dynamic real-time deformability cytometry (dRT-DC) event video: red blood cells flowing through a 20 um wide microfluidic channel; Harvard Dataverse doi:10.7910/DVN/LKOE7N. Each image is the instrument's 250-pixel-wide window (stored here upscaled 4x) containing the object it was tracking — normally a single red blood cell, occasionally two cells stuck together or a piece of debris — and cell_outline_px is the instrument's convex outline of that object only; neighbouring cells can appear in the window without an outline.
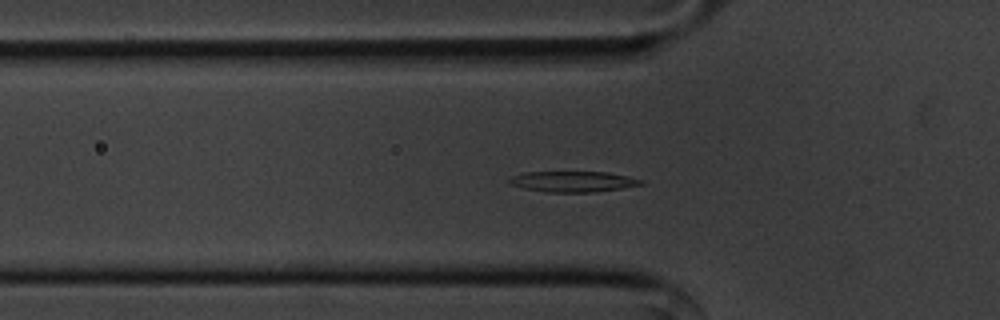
{"species": "common noctule bat (a hibernating species)", "species_latin": "Nyctalus noctula", "temperature_condition": "cold", "stored_images_in_passage": 42, "camera_frame_rate_fps": 3000, "um_per_image_px": 0.085, "animal": {"sex": "male", "body_mass_g": 20.1, "forearm_length_mm": 53.5}, "frame": {"image": 1, "passage_image": 4, "time_ms": 1.0, "image_size_px": [1000, 320], "cell_outline_px": [[644, 184], [620, 188], [592, 192], [548, 192], [524, 188], [512, 184], [504, 180], [512, 176], [528, 172], [608, 172], [628, 176], [644, 180]], "centroid_in_image_um": [48.71, 15.42], "position_along_channel_um": 77.1, "area_um2": 15.78}}
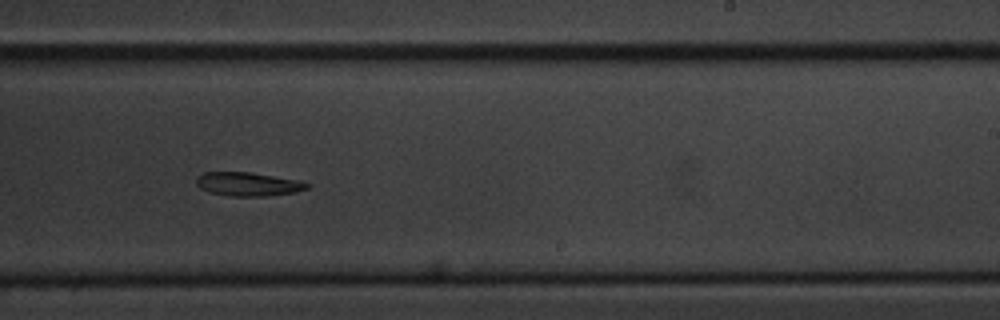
{"frame": {"image": 2, "passage_image": 20, "time_ms": 6.333, "image_size_px": [1000, 320], "cell_outline_px": [[312, 184], [308, 188], [292, 192], [268, 196], [232, 196], [208, 192], [200, 188], [196, 184], [196, 180], [204, 172], [252, 172], [300, 180]], "centroid_in_image_um": [21.11, 15.64], "position_along_channel_um": 267.9, "area_um2": 15.32}}
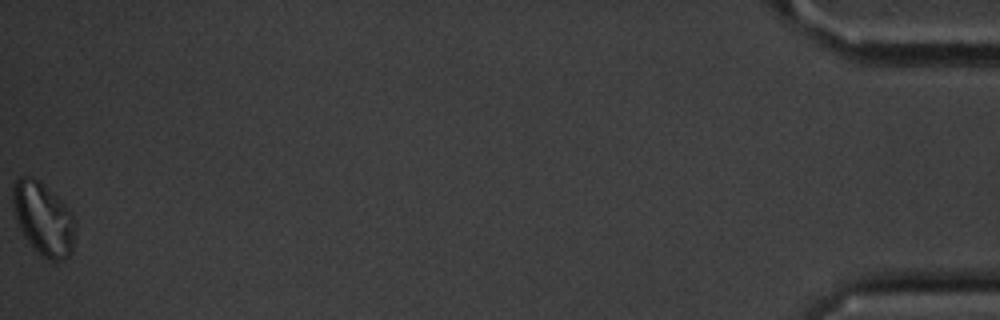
{"frame": {"image": 3, "passage_image": 42, "time_ms": 13.667, "image_size_px": [1000, 320], "cell_outline_px": [[76, 228], [72, 252], [64, 260], [52, 260], [44, 256], [24, 236], [20, 228], [16, 216], [12, 200], [12, 184], [20, 176], [32, 176], [40, 180], [72, 212], [76, 220]], "centroid_in_image_um": [3.71, 18.55], "position_along_channel_um": 431.5, "area_um2": 26.36}, "authors_computed_cell_mechanics": {"area_um2": 16.0684, "velocity_mm_per_s": 3.5722, "shape_relaxation_time_tau1_ms": 8.1806, "shape_relaxation_time_tau2_ms": null, "deformation_change_tau1": 0.1626, "deformation_change_tau2": null}}